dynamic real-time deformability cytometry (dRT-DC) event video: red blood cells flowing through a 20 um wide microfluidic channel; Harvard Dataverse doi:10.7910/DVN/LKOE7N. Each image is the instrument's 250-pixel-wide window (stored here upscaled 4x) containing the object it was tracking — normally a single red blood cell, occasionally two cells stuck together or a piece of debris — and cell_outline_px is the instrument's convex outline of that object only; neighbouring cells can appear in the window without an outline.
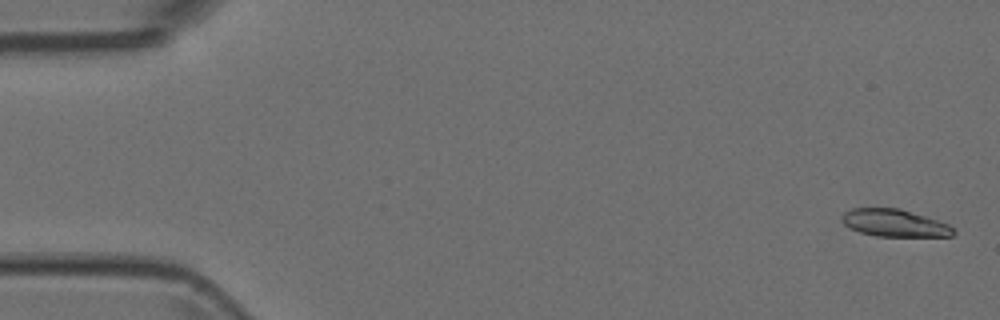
{"species": "Egyptian fruit bat (a non-hibernating species)", "species_latin": "Rousettus aegyptiacus", "temperature_condition": "room temperature", "stored_images_in_passage": 5, "camera_frame_rate_fps": 3000, "um_per_image_px": 0.085, "animal": {"sex": "female"}, "frame": {"image": 1, "passage_image": 1, "time_ms": 0.0, "image_size_px": [1000, 320], "cell_outline_px": [[956, 232], [952, 236], [876, 236], [860, 232], [844, 224], [840, 220], [840, 216], [844, 212], [852, 208], [900, 208], [948, 224]], "centroid_in_image_um": [75.99, 18.95], "position_along_channel_um": 9.0, "area_um2": 17.63}}
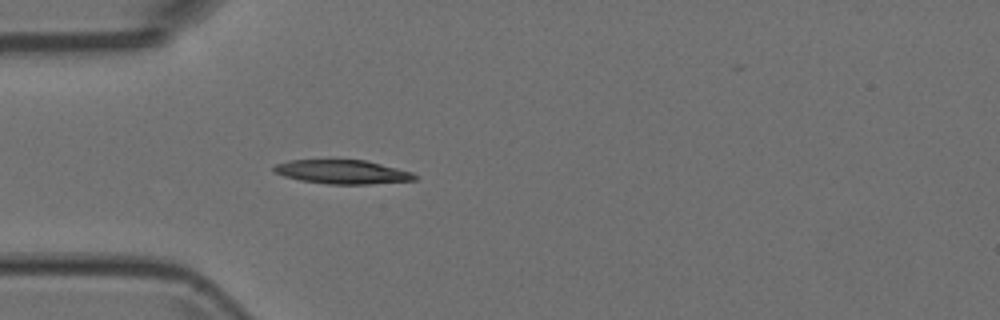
{"frame": {"image": 2, "passage_image": 5, "time_ms": 1.333, "image_size_px": [1000, 320], "cell_outline_px": [[420, 176], [416, 180], [368, 184], [328, 184], [300, 180], [284, 176], [272, 172], [272, 168], [276, 164], [288, 160], [364, 160], [412, 172]], "centroid_in_image_um": [29.09, 14.61], "position_along_channel_um": 55.9, "area_um2": 19.59}}